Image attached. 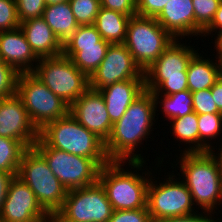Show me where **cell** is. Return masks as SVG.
Returning <instances> with one entry per match:
<instances>
[{"label":"cell","mask_w":222,"mask_h":222,"mask_svg":"<svg viewBox=\"0 0 222 222\" xmlns=\"http://www.w3.org/2000/svg\"><path fill=\"white\" fill-rule=\"evenodd\" d=\"M205 214H197L196 212L184 216L168 217L162 219L160 222H214V218Z\"/></svg>","instance_id":"f35d334b"},{"label":"cell","mask_w":222,"mask_h":222,"mask_svg":"<svg viewBox=\"0 0 222 222\" xmlns=\"http://www.w3.org/2000/svg\"><path fill=\"white\" fill-rule=\"evenodd\" d=\"M26 150L18 140L0 137V171L18 173L22 155Z\"/></svg>","instance_id":"4316f807"},{"label":"cell","mask_w":222,"mask_h":222,"mask_svg":"<svg viewBox=\"0 0 222 222\" xmlns=\"http://www.w3.org/2000/svg\"><path fill=\"white\" fill-rule=\"evenodd\" d=\"M153 96L156 103V109L157 104L162 103V110L165 116L169 118V120L182 117L193 112L192 94L189 90L177 92L171 95H161V97H164L163 100L161 99V102L159 101V95Z\"/></svg>","instance_id":"484cf974"},{"label":"cell","mask_w":222,"mask_h":222,"mask_svg":"<svg viewBox=\"0 0 222 222\" xmlns=\"http://www.w3.org/2000/svg\"><path fill=\"white\" fill-rule=\"evenodd\" d=\"M211 94L217 109L222 113V78H219L211 88Z\"/></svg>","instance_id":"b9f144b4"},{"label":"cell","mask_w":222,"mask_h":222,"mask_svg":"<svg viewBox=\"0 0 222 222\" xmlns=\"http://www.w3.org/2000/svg\"><path fill=\"white\" fill-rule=\"evenodd\" d=\"M19 26L16 0H0V31L12 30Z\"/></svg>","instance_id":"d6a6232c"},{"label":"cell","mask_w":222,"mask_h":222,"mask_svg":"<svg viewBox=\"0 0 222 222\" xmlns=\"http://www.w3.org/2000/svg\"><path fill=\"white\" fill-rule=\"evenodd\" d=\"M14 176H17V173L0 171V212L2 211V207L8 193L9 184Z\"/></svg>","instance_id":"ab89813d"},{"label":"cell","mask_w":222,"mask_h":222,"mask_svg":"<svg viewBox=\"0 0 222 222\" xmlns=\"http://www.w3.org/2000/svg\"><path fill=\"white\" fill-rule=\"evenodd\" d=\"M68 2L79 25H94L101 8L100 0H69Z\"/></svg>","instance_id":"4dcf8cb0"},{"label":"cell","mask_w":222,"mask_h":222,"mask_svg":"<svg viewBox=\"0 0 222 222\" xmlns=\"http://www.w3.org/2000/svg\"><path fill=\"white\" fill-rule=\"evenodd\" d=\"M0 59L18 73L33 72L32 62H39L20 27L0 31Z\"/></svg>","instance_id":"e0dca14e"},{"label":"cell","mask_w":222,"mask_h":222,"mask_svg":"<svg viewBox=\"0 0 222 222\" xmlns=\"http://www.w3.org/2000/svg\"><path fill=\"white\" fill-rule=\"evenodd\" d=\"M174 40L156 18L136 14L128 21L124 44L144 73Z\"/></svg>","instance_id":"ba28073f"},{"label":"cell","mask_w":222,"mask_h":222,"mask_svg":"<svg viewBox=\"0 0 222 222\" xmlns=\"http://www.w3.org/2000/svg\"><path fill=\"white\" fill-rule=\"evenodd\" d=\"M174 176L170 175L166 178V182L163 181L159 185L154 184L152 177L150 178L147 188V208L153 222L195 212V208L192 207L195 204L189 189L183 181H174Z\"/></svg>","instance_id":"8fae6325"},{"label":"cell","mask_w":222,"mask_h":222,"mask_svg":"<svg viewBox=\"0 0 222 222\" xmlns=\"http://www.w3.org/2000/svg\"><path fill=\"white\" fill-rule=\"evenodd\" d=\"M106 103L111 122H117L131 103L145 91V79L116 82L99 90Z\"/></svg>","instance_id":"d6986e66"},{"label":"cell","mask_w":222,"mask_h":222,"mask_svg":"<svg viewBox=\"0 0 222 222\" xmlns=\"http://www.w3.org/2000/svg\"><path fill=\"white\" fill-rule=\"evenodd\" d=\"M17 15L20 23L28 19L42 17L45 0H16Z\"/></svg>","instance_id":"e575fe53"},{"label":"cell","mask_w":222,"mask_h":222,"mask_svg":"<svg viewBox=\"0 0 222 222\" xmlns=\"http://www.w3.org/2000/svg\"><path fill=\"white\" fill-rule=\"evenodd\" d=\"M102 39L94 25H79L75 33L63 44V51H80V46L96 45Z\"/></svg>","instance_id":"f546056e"},{"label":"cell","mask_w":222,"mask_h":222,"mask_svg":"<svg viewBox=\"0 0 222 222\" xmlns=\"http://www.w3.org/2000/svg\"><path fill=\"white\" fill-rule=\"evenodd\" d=\"M108 222H153L148 208L114 210Z\"/></svg>","instance_id":"d590c367"},{"label":"cell","mask_w":222,"mask_h":222,"mask_svg":"<svg viewBox=\"0 0 222 222\" xmlns=\"http://www.w3.org/2000/svg\"><path fill=\"white\" fill-rule=\"evenodd\" d=\"M19 27L39 59L62 55L63 44L42 17L21 22Z\"/></svg>","instance_id":"ffe728a7"},{"label":"cell","mask_w":222,"mask_h":222,"mask_svg":"<svg viewBox=\"0 0 222 222\" xmlns=\"http://www.w3.org/2000/svg\"><path fill=\"white\" fill-rule=\"evenodd\" d=\"M195 14V35H202L211 24L222 0H192Z\"/></svg>","instance_id":"f1b7e54d"},{"label":"cell","mask_w":222,"mask_h":222,"mask_svg":"<svg viewBox=\"0 0 222 222\" xmlns=\"http://www.w3.org/2000/svg\"><path fill=\"white\" fill-rule=\"evenodd\" d=\"M172 133L186 144H193L183 152H199V128H198V116L193 111L185 116L174 118L171 121Z\"/></svg>","instance_id":"d4e9b609"},{"label":"cell","mask_w":222,"mask_h":222,"mask_svg":"<svg viewBox=\"0 0 222 222\" xmlns=\"http://www.w3.org/2000/svg\"><path fill=\"white\" fill-rule=\"evenodd\" d=\"M219 29V30H218ZM222 30V2L219 5L218 10L215 13V16L213 18V21L211 22V24L203 31L201 36H205L206 34L209 35V33L211 34L212 31L213 32H217Z\"/></svg>","instance_id":"60d3db41"},{"label":"cell","mask_w":222,"mask_h":222,"mask_svg":"<svg viewBox=\"0 0 222 222\" xmlns=\"http://www.w3.org/2000/svg\"><path fill=\"white\" fill-rule=\"evenodd\" d=\"M47 214L29 186L14 176L0 212V222H40Z\"/></svg>","instance_id":"5bb4252c"},{"label":"cell","mask_w":222,"mask_h":222,"mask_svg":"<svg viewBox=\"0 0 222 222\" xmlns=\"http://www.w3.org/2000/svg\"><path fill=\"white\" fill-rule=\"evenodd\" d=\"M69 114L104 142L109 138L113 123L99 90L89 88L70 105Z\"/></svg>","instance_id":"2e32d148"},{"label":"cell","mask_w":222,"mask_h":222,"mask_svg":"<svg viewBox=\"0 0 222 222\" xmlns=\"http://www.w3.org/2000/svg\"><path fill=\"white\" fill-rule=\"evenodd\" d=\"M188 90L193 93L211 89L220 78L218 61L204 59L198 52L191 58L187 67Z\"/></svg>","instance_id":"44dd1931"},{"label":"cell","mask_w":222,"mask_h":222,"mask_svg":"<svg viewBox=\"0 0 222 222\" xmlns=\"http://www.w3.org/2000/svg\"><path fill=\"white\" fill-rule=\"evenodd\" d=\"M19 73L11 66L0 61V99L16 93Z\"/></svg>","instance_id":"1f68e13d"},{"label":"cell","mask_w":222,"mask_h":222,"mask_svg":"<svg viewBox=\"0 0 222 222\" xmlns=\"http://www.w3.org/2000/svg\"><path fill=\"white\" fill-rule=\"evenodd\" d=\"M192 94L193 111L199 114L221 113L214 102L211 89L200 90Z\"/></svg>","instance_id":"836d02e7"},{"label":"cell","mask_w":222,"mask_h":222,"mask_svg":"<svg viewBox=\"0 0 222 222\" xmlns=\"http://www.w3.org/2000/svg\"><path fill=\"white\" fill-rule=\"evenodd\" d=\"M16 94L39 131L47 123L69 114L70 105L49 90L32 72L19 73Z\"/></svg>","instance_id":"9c48e42d"},{"label":"cell","mask_w":222,"mask_h":222,"mask_svg":"<svg viewBox=\"0 0 222 222\" xmlns=\"http://www.w3.org/2000/svg\"><path fill=\"white\" fill-rule=\"evenodd\" d=\"M155 112L154 96L152 92L145 90L113 124L111 134L105 142V151L109 161L126 162L125 160H128L131 169L142 170L144 158L141 154L133 152L152 131L150 129L155 120Z\"/></svg>","instance_id":"6da1fadb"},{"label":"cell","mask_w":222,"mask_h":222,"mask_svg":"<svg viewBox=\"0 0 222 222\" xmlns=\"http://www.w3.org/2000/svg\"><path fill=\"white\" fill-rule=\"evenodd\" d=\"M197 116L199 128V152L213 151L214 148H212L208 139H215L217 135L222 133L220 132L222 131V113L199 114Z\"/></svg>","instance_id":"83f0119b"},{"label":"cell","mask_w":222,"mask_h":222,"mask_svg":"<svg viewBox=\"0 0 222 222\" xmlns=\"http://www.w3.org/2000/svg\"><path fill=\"white\" fill-rule=\"evenodd\" d=\"M219 150H221V151H220V153L216 154V157H217V159H218V161H219L220 168H221V170H222V145H221V149H219ZM217 155H218V156H217Z\"/></svg>","instance_id":"bcb514c9"},{"label":"cell","mask_w":222,"mask_h":222,"mask_svg":"<svg viewBox=\"0 0 222 222\" xmlns=\"http://www.w3.org/2000/svg\"><path fill=\"white\" fill-rule=\"evenodd\" d=\"M131 79H145V76L124 43L110 44L103 61L89 78L90 88L95 90Z\"/></svg>","instance_id":"4fadbf2b"},{"label":"cell","mask_w":222,"mask_h":222,"mask_svg":"<svg viewBox=\"0 0 222 222\" xmlns=\"http://www.w3.org/2000/svg\"><path fill=\"white\" fill-rule=\"evenodd\" d=\"M121 163L125 162L110 161L101 167L98 177L113 210L146 208L149 177L125 171Z\"/></svg>","instance_id":"8992f818"},{"label":"cell","mask_w":222,"mask_h":222,"mask_svg":"<svg viewBox=\"0 0 222 222\" xmlns=\"http://www.w3.org/2000/svg\"><path fill=\"white\" fill-rule=\"evenodd\" d=\"M0 137L18 140L27 149L39 138V130L16 93L0 99Z\"/></svg>","instance_id":"9a60e30c"},{"label":"cell","mask_w":222,"mask_h":222,"mask_svg":"<svg viewBox=\"0 0 222 222\" xmlns=\"http://www.w3.org/2000/svg\"><path fill=\"white\" fill-rule=\"evenodd\" d=\"M39 137L51 148L91 159H108L105 142L71 114L47 123Z\"/></svg>","instance_id":"277c9868"},{"label":"cell","mask_w":222,"mask_h":222,"mask_svg":"<svg viewBox=\"0 0 222 222\" xmlns=\"http://www.w3.org/2000/svg\"><path fill=\"white\" fill-rule=\"evenodd\" d=\"M33 148L46 160L66 190L97 183L101 167L110 162L109 159H91L51 148L40 137Z\"/></svg>","instance_id":"5b68a950"},{"label":"cell","mask_w":222,"mask_h":222,"mask_svg":"<svg viewBox=\"0 0 222 222\" xmlns=\"http://www.w3.org/2000/svg\"><path fill=\"white\" fill-rule=\"evenodd\" d=\"M32 73L69 105L90 88L89 77L63 54L40 58Z\"/></svg>","instance_id":"30bf717a"},{"label":"cell","mask_w":222,"mask_h":222,"mask_svg":"<svg viewBox=\"0 0 222 222\" xmlns=\"http://www.w3.org/2000/svg\"><path fill=\"white\" fill-rule=\"evenodd\" d=\"M101 7L132 17L137 14L136 0H100Z\"/></svg>","instance_id":"74e56055"},{"label":"cell","mask_w":222,"mask_h":222,"mask_svg":"<svg viewBox=\"0 0 222 222\" xmlns=\"http://www.w3.org/2000/svg\"><path fill=\"white\" fill-rule=\"evenodd\" d=\"M217 39L215 40V47H216V50L218 51L217 54H218V57L216 58H220L222 56V30L221 31H218L217 32Z\"/></svg>","instance_id":"ee69618b"},{"label":"cell","mask_w":222,"mask_h":222,"mask_svg":"<svg viewBox=\"0 0 222 222\" xmlns=\"http://www.w3.org/2000/svg\"><path fill=\"white\" fill-rule=\"evenodd\" d=\"M159 25L176 40L195 35V14L192 0H170L156 17Z\"/></svg>","instance_id":"ac0fdd59"},{"label":"cell","mask_w":222,"mask_h":222,"mask_svg":"<svg viewBox=\"0 0 222 222\" xmlns=\"http://www.w3.org/2000/svg\"><path fill=\"white\" fill-rule=\"evenodd\" d=\"M214 152H183L179 161L181 174L185 176L182 181L196 202L194 204L200 205L208 215L218 203L222 204V170Z\"/></svg>","instance_id":"7a4b0ae2"},{"label":"cell","mask_w":222,"mask_h":222,"mask_svg":"<svg viewBox=\"0 0 222 222\" xmlns=\"http://www.w3.org/2000/svg\"><path fill=\"white\" fill-rule=\"evenodd\" d=\"M42 18L51 27L53 33L64 44L79 27L68 1L46 5Z\"/></svg>","instance_id":"7402d4cb"},{"label":"cell","mask_w":222,"mask_h":222,"mask_svg":"<svg viewBox=\"0 0 222 222\" xmlns=\"http://www.w3.org/2000/svg\"><path fill=\"white\" fill-rule=\"evenodd\" d=\"M220 78H222V56L218 59Z\"/></svg>","instance_id":"7dc6e473"},{"label":"cell","mask_w":222,"mask_h":222,"mask_svg":"<svg viewBox=\"0 0 222 222\" xmlns=\"http://www.w3.org/2000/svg\"><path fill=\"white\" fill-rule=\"evenodd\" d=\"M45 221L46 222H73L65 218L59 211L48 213Z\"/></svg>","instance_id":"7bdbcfd3"},{"label":"cell","mask_w":222,"mask_h":222,"mask_svg":"<svg viewBox=\"0 0 222 222\" xmlns=\"http://www.w3.org/2000/svg\"><path fill=\"white\" fill-rule=\"evenodd\" d=\"M69 0H45L46 5H53L58 3H63Z\"/></svg>","instance_id":"f6af8a7d"},{"label":"cell","mask_w":222,"mask_h":222,"mask_svg":"<svg viewBox=\"0 0 222 222\" xmlns=\"http://www.w3.org/2000/svg\"><path fill=\"white\" fill-rule=\"evenodd\" d=\"M109 45L102 39L96 45L80 46V51H63L62 54L90 78L103 61Z\"/></svg>","instance_id":"cb8c5ba5"},{"label":"cell","mask_w":222,"mask_h":222,"mask_svg":"<svg viewBox=\"0 0 222 222\" xmlns=\"http://www.w3.org/2000/svg\"><path fill=\"white\" fill-rule=\"evenodd\" d=\"M17 176L34 192L38 203L47 213L62 208L68 190L33 147L23 153Z\"/></svg>","instance_id":"52a82bcc"},{"label":"cell","mask_w":222,"mask_h":222,"mask_svg":"<svg viewBox=\"0 0 222 222\" xmlns=\"http://www.w3.org/2000/svg\"><path fill=\"white\" fill-rule=\"evenodd\" d=\"M170 0H136L137 15L156 18Z\"/></svg>","instance_id":"8d00e7d4"},{"label":"cell","mask_w":222,"mask_h":222,"mask_svg":"<svg viewBox=\"0 0 222 222\" xmlns=\"http://www.w3.org/2000/svg\"><path fill=\"white\" fill-rule=\"evenodd\" d=\"M129 19V16L120 12L101 7L94 26L106 42L124 43Z\"/></svg>","instance_id":"603a6c76"},{"label":"cell","mask_w":222,"mask_h":222,"mask_svg":"<svg viewBox=\"0 0 222 222\" xmlns=\"http://www.w3.org/2000/svg\"><path fill=\"white\" fill-rule=\"evenodd\" d=\"M113 207L99 182L68 190L59 212L73 222H108Z\"/></svg>","instance_id":"7c38bea8"},{"label":"cell","mask_w":222,"mask_h":222,"mask_svg":"<svg viewBox=\"0 0 222 222\" xmlns=\"http://www.w3.org/2000/svg\"><path fill=\"white\" fill-rule=\"evenodd\" d=\"M178 42L175 39L144 72L145 90L153 95H160V91H165L164 95H171L188 90L187 67L197 52Z\"/></svg>","instance_id":"3957f363"}]
</instances>
